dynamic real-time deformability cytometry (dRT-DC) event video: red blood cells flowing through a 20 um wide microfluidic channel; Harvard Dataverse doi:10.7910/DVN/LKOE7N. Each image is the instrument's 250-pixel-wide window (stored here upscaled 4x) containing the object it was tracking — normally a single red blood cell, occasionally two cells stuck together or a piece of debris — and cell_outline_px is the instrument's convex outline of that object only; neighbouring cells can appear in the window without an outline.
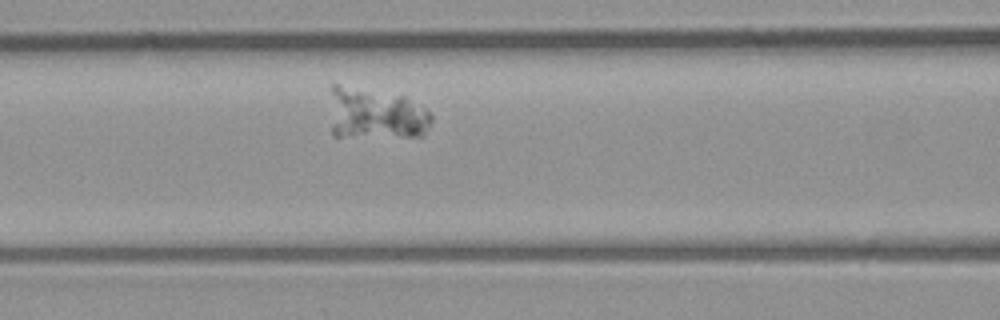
{"species": "common noctule bat (a hibernating species)", "species_latin": "Nyctalus noctula", "temperature_condition": "room temperature", "stored_images_in_passage": 34, "camera_frame_rate_fps": 3000, "um_per_image_px": 0.085, "animal": {"sex": "male", "body_mass_g": 23.1, "forearm_length_mm": 52.7}, "frame": {"image": 1, "passage_image": 10, "time_ms": 3.0, "image_size_px": [1000, 320], "cell_outline_px": [[432, 120], [424, 136], [332, 136], [332, 84], [336, 84], [404, 96], [428, 112], [432, 116]], "centroid_in_image_um": [31.94, 9.69], "position_along_channel_um": 134.7, "area_um2": 29.82}}
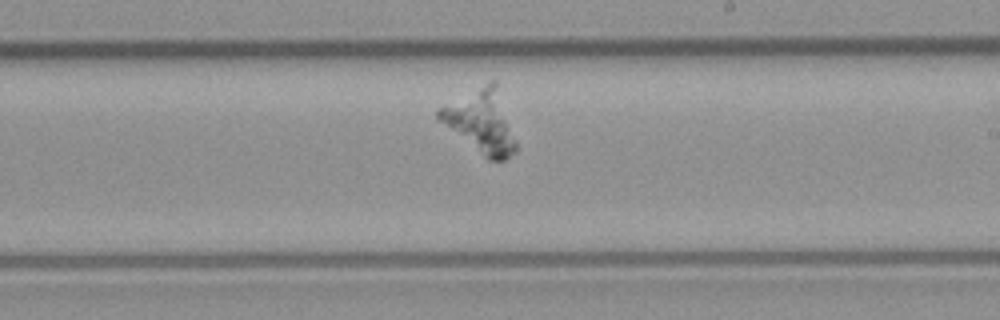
{"frame": {"image": 2, "passage_image": 19, "time_ms": 6.0, "image_size_px": [1000, 320], "cell_outline_px": [[516, 152], [504, 160], [488, 160], [436, 120], [436, 112], [440, 108], [492, 80], [496, 80], [516, 144]], "centroid_in_image_um": [40.87, 10.37], "position_along_channel_um": 248.1, "area_um2": 27.63}}
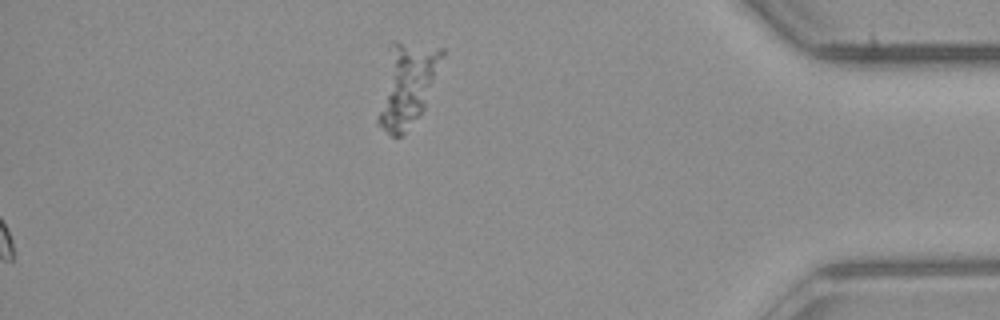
{"frame": {"image": 3, "passage_image": 34, "time_ms": 11.0, "image_size_px": [1000, 320], "cell_outline_px": [[444, 56], [424, 108], [404, 132], [400, 136], [392, 136], [376, 120], [376, 116], [396, 40], [444, 48]], "centroid_in_image_um": [34.67, 7.21], "position_along_channel_um": 400.5, "area_um2": 29.19}}